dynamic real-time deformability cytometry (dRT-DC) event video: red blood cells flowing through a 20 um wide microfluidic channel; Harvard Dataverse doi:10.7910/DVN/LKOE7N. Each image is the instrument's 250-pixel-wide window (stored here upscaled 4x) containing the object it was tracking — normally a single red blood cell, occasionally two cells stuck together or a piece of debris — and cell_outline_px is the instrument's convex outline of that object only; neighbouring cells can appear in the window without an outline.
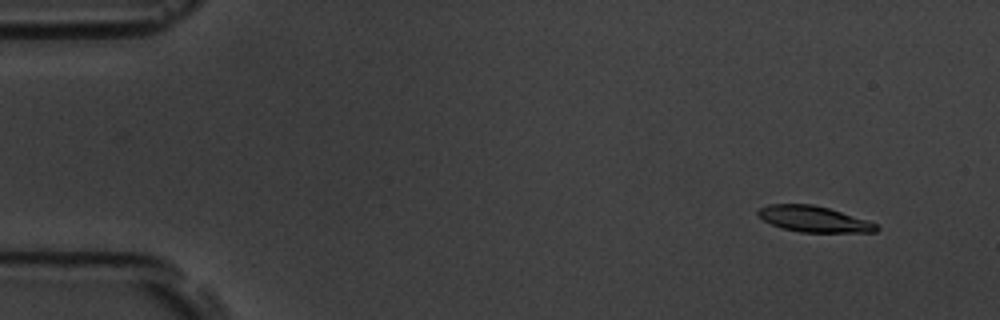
{"species": "common noctule bat (a hibernating species)", "species_latin": "Nyctalus noctula", "temperature_condition": "room temperature", "stored_images_in_passage": 57, "camera_frame_rate_fps": 3000, "um_per_image_px": 0.085, "animal": {"sex": "male", "body_mass_g": 19.5, "forearm_length_mm": 54.6}, "frame": {"image": 1, "passage_image": 5, "time_ms": 1.333, "image_size_px": [1000, 320], "cell_outline_px": [[880, 228], [876, 232], [800, 232], [780, 228], [764, 220], [756, 212], [760, 208], [768, 204], [812, 204], [828, 208], [876, 224]], "centroid_in_image_um": [69.13, 18.62], "position_along_channel_um": 15.9, "area_um2": 17.57}}
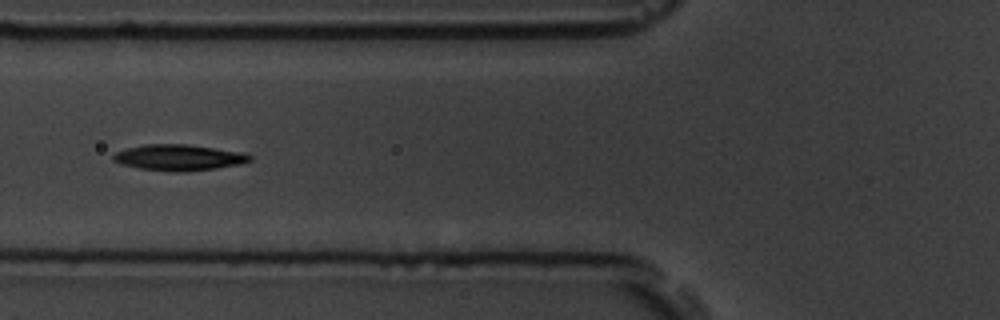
{"frame": {"image": 2, "passage_image": 22, "time_ms": 7.0, "image_size_px": [1000, 320], "cell_outline_px": [[252, 160], [240, 164], [216, 168], [184, 172], [172, 172], [140, 168], [124, 164], [112, 160], [112, 156], [116, 152], [128, 148], [144, 144], [188, 144], [244, 152], [252, 156]], "centroid_in_image_um": [15.24, 13.38], "position_along_channel_um": 110.6, "area_um2": 20.69}}
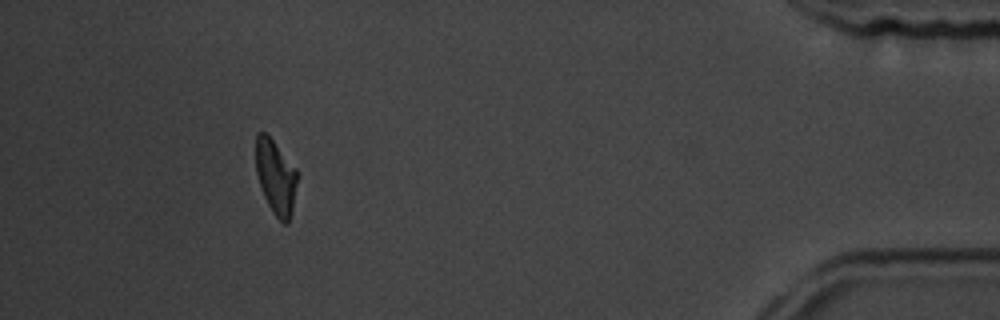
{"frame": {"image": 3, "passage_image": 52, "time_ms": 17.0, "image_size_px": [1000, 320], "cell_outline_px": [[300, 172], [292, 208], [288, 224], [284, 224], [272, 212], [264, 196], [256, 172], [256, 132], [264, 132], [272, 140]], "centroid_in_image_um": [23.46, 15.04], "position_along_channel_um": 411.7, "area_um2": 17.98}, "authors_computed_cell_mechanics": {"area_um2": 19.1896, "velocity_mm_per_s": 3.6217, "shape_relaxation_time_tau1_ms": 3.9669, "shape_relaxation_time_tau2_ms": 6.4895, "deformation_change_tau1": 0.1756, "deformation_change_tau2": 0.1283}}